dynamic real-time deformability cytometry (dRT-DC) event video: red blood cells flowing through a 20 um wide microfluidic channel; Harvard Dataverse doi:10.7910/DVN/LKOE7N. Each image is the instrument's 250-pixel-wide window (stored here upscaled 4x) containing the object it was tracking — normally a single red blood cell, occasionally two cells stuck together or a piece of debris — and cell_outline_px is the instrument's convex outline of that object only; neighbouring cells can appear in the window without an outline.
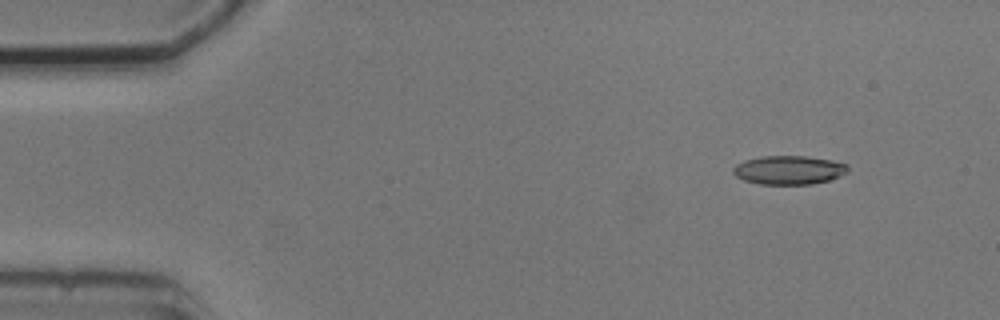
{"species": "common noctule bat (a hibernating species)", "species_latin": "Nyctalus noctula", "temperature_condition": "cold", "stored_images_in_passage": 8, "camera_frame_rate_fps": 3000, "um_per_image_px": 0.085, "animal": {"sex": "male", "body_mass_g": 20.5, "forearm_length_mm": 52.5}, "frame": {"image": 1, "passage_image": 2, "time_ms": 1.0, "image_size_px": [1000, 320], "cell_outline_px": [[848, 172], [828, 180], [812, 184], [760, 184], [744, 180], [736, 176], [732, 172], [732, 168], [736, 164], [744, 160], [760, 156], [808, 156], [832, 160], [848, 164]], "centroid_in_image_um": [67.04, 14.44], "position_along_channel_um": 18.0, "area_um2": 19.31}}
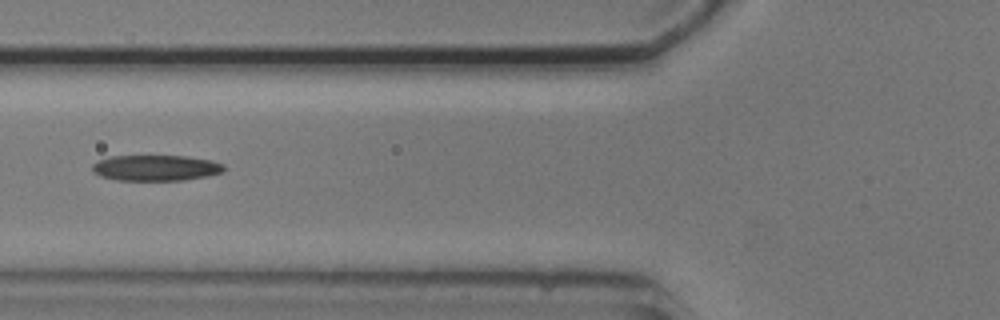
{"frame": {"image": 2, "passage_image": 5, "time_ms": 6.0, "image_size_px": [1000, 320], "cell_outline_px": [[224, 172], [208, 176], [184, 180], [116, 180], [100, 176], [92, 172], [92, 164], [96, 160], [112, 156], [188, 156], [212, 160], [224, 164]], "centroid_in_image_um": [13.24, 14.27], "position_along_channel_um": 112.6, "area_um2": 20.0}}
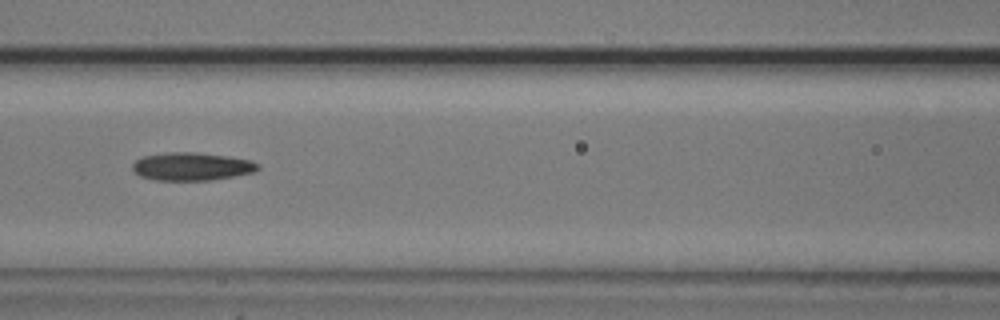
{"frame": {"image": 3, "passage_image": 6, "time_ms": 7.0, "image_size_px": [1000, 320], "cell_outline_px": [[260, 168], [256, 172], [208, 180], [156, 180], [140, 176], [132, 168], [132, 164], [136, 160], [144, 156], [168, 152], [196, 152], [228, 156], [252, 160], [260, 164]], "centroid_in_image_um": [16.33, 14.14], "position_along_channel_um": 150.3, "area_um2": 20.46}}